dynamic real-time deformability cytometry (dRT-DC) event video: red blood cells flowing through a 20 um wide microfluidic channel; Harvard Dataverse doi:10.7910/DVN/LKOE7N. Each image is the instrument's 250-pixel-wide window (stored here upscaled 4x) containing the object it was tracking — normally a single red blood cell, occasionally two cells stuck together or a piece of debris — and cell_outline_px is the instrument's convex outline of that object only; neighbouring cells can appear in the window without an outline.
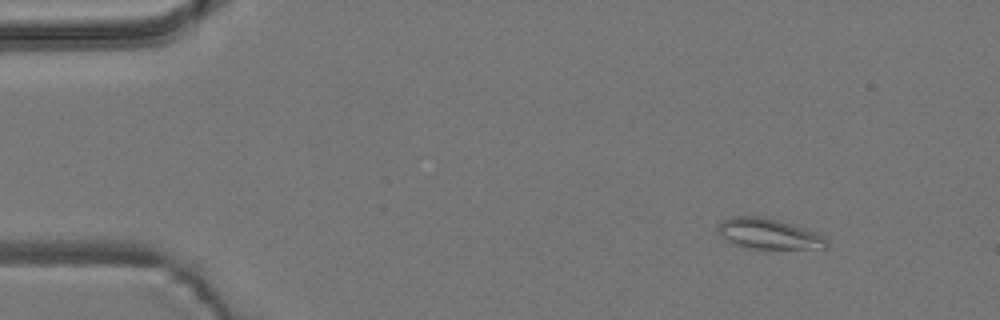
{"species": "common noctule bat (a hibernating species)", "species_latin": "Nyctalus noctula", "temperature_condition": "room temperature", "stored_images_in_passage": 5, "camera_frame_rate_fps": 3000, "um_per_image_px": 0.085, "animal": {"sex": "male", "body_mass_g": 19.2, "forearm_length_mm": 51.8}, "frame": {"image": 1, "passage_image": 1, "time_ms": 0.0, "image_size_px": [1000, 320], "cell_outline_px": [[828, 248], [752, 248], [736, 244], [720, 236], [716, 228], [724, 220], [732, 216], [760, 216], [792, 224], [816, 232], [824, 236], [828, 240]], "centroid_in_image_um": [65.36, 19.86], "position_along_channel_um": 19.6, "area_um2": 19.02}}